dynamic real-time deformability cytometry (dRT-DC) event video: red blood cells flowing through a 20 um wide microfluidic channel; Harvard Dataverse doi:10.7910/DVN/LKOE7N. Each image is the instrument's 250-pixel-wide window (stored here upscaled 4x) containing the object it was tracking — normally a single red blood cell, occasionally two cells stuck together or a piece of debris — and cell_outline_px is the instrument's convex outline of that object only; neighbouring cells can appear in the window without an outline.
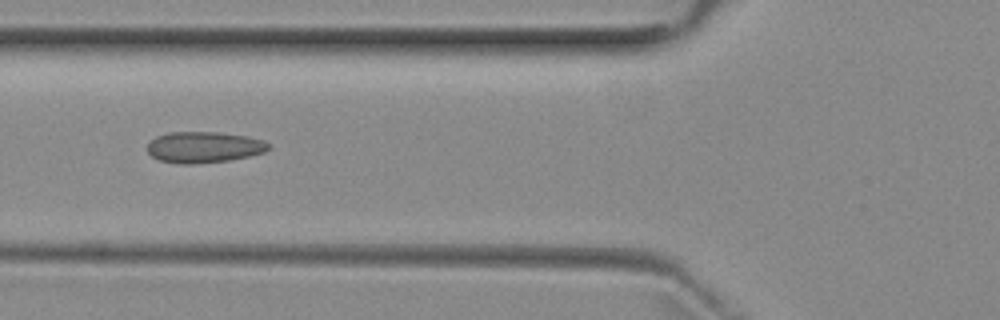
{"species": "common noctule bat (a hibernating species)", "species_latin": "Nyctalus noctula", "temperature_condition": "room temperature", "stored_images_in_passage": 3, "camera_frame_rate_fps": 3000, "um_per_image_px": 0.085, "animal": {"sex": "female", "body_mass_g": 29.2, "forearm_length_mm": 56.3}, "frame": {"image": 1, "passage_image": 3, "time_ms": 2.333, "image_size_px": [1000, 320], "cell_outline_px": [[272, 148], [264, 152], [248, 156], [228, 160], [196, 164], [180, 164], [160, 160], [152, 156], [144, 148], [156, 136], [168, 132], [216, 132], [248, 136], [264, 140], [272, 144]], "centroid_in_image_um": [17.35, 12.5], "position_along_channel_um": 108.5, "area_um2": 22.2}}